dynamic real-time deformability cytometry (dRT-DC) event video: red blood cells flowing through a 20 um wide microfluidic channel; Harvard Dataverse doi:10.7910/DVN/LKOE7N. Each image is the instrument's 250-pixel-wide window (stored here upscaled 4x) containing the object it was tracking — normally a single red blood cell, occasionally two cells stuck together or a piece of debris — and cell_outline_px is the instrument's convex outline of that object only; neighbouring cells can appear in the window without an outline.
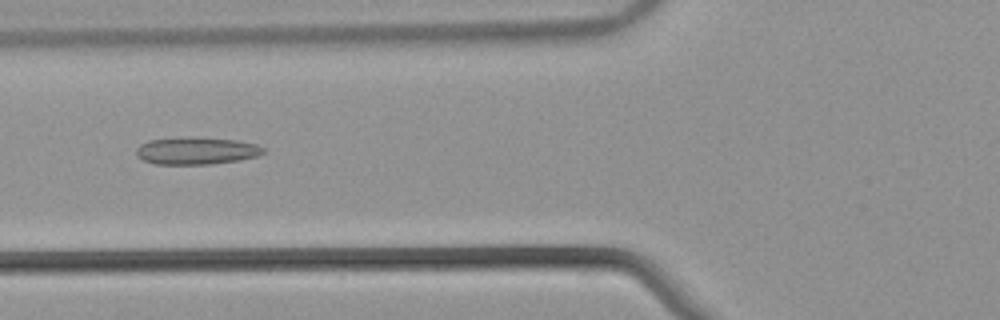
{"species": "common noctule bat (a hibernating species)", "species_latin": "Nyctalus noctula", "temperature_condition": "warm", "stored_images_in_passage": 52, "camera_frame_rate_fps": 3000, "um_per_image_px": 0.085, "animal": {"sex": "male", "body_mass_g": 21.5, "forearm_length_mm": 52.0}, "frame": {"image": 1, "passage_image": 20, "time_ms": 6.333, "image_size_px": [1000, 320], "cell_outline_px": [[268, 152], [256, 156], [240, 160], [212, 164], [156, 164], [144, 160], [136, 156], [136, 148], [140, 144], [148, 140], [188, 136], [192, 136], [236, 140], [256, 144], [264, 148]], "centroid_in_image_um": [16.7, 12.8], "position_along_channel_um": 109.1, "area_um2": 20.52}}
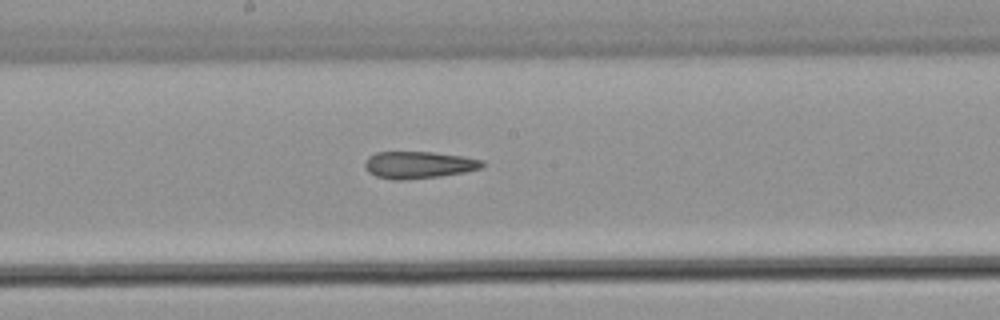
{"frame": {"image": 2, "passage_image": 28, "time_ms": 9.0, "image_size_px": [1000, 320], "cell_outline_px": [[484, 164], [480, 168], [464, 172], [440, 176], [404, 180], [392, 180], [376, 176], [368, 172], [364, 164], [368, 156], [376, 152], [432, 152], [464, 156], [484, 160]], "centroid_in_image_um": [35.57, 14.01], "position_along_channel_um": 212.6, "area_um2": 18.55}}
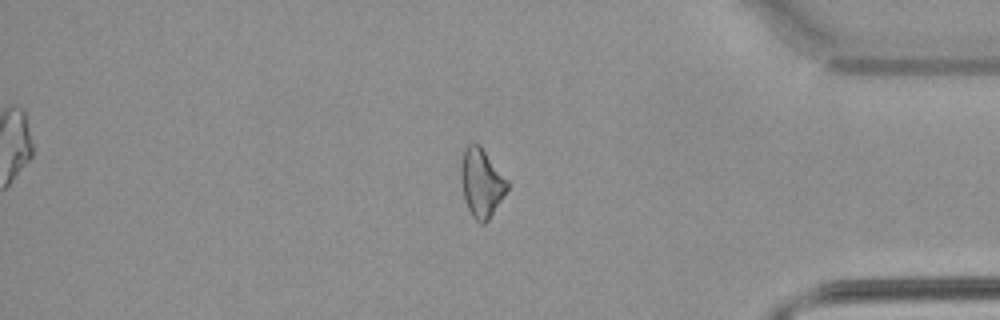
{"frame": {"image": 3, "passage_image": 44, "time_ms": 14.333, "image_size_px": [1000, 320], "cell_outline_px": [[508, 188], [488, 220], [484, 224], [480, 224], [472, 216], [468, 208], [464, 196], [460, 180], [460, 164], [464, 148], [472, 140], [480, 144], [508, 180]], "centroid_in_image_um": [40.9, 15.48], "position_along_channel_um": 394.3, "area_um2": 18.67}, "authors_computed_cell_mechanics": {"area_um2": 19.5364, "velocity_mm_per_s": 3.8816, "shape_relaxation_time_tau1_ms": null, "shape_relaxation_time_tau2_ms": 4.9524, "deformation_change_tau1": null, "deformation_change_tau2": 0.1416}}